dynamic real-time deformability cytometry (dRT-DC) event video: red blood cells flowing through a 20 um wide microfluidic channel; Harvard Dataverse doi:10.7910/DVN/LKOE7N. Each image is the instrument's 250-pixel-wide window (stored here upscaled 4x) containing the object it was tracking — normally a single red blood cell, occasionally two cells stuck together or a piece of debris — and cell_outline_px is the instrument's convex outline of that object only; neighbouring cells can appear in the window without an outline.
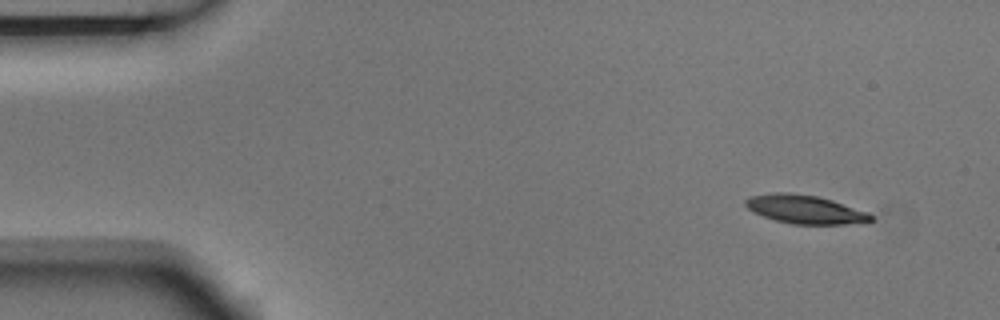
{"species": "Egyptian fruit bat (a non-hibernating species)", "species_latin": "Rousettus aegyptiacus", "temperature_condition": "room temperature", "stored_images_in_passage": 4, "camera_frame_rate_fps": 3000, "um_per_image_px": 0.085, "animal": {"sex": "male"}, "frame": {"image": 1, "passage_image": 1, "time_ms": 0.0, "image_size_px": [1000, 320], "cell_outline_px": [[872, 220], [868, 224], [792, 224], [776, 220], [764, 216], [748, 208], [744, 204], [744, 200], [752, 196], [776, 192], [788, 192], [816, 196], [832, 200], [868, 212], [872, 216]], "centroid_in_image_um": [68.49, 17.81], "position_along_channel_um": 16.5, "area_um2": 20.81}}
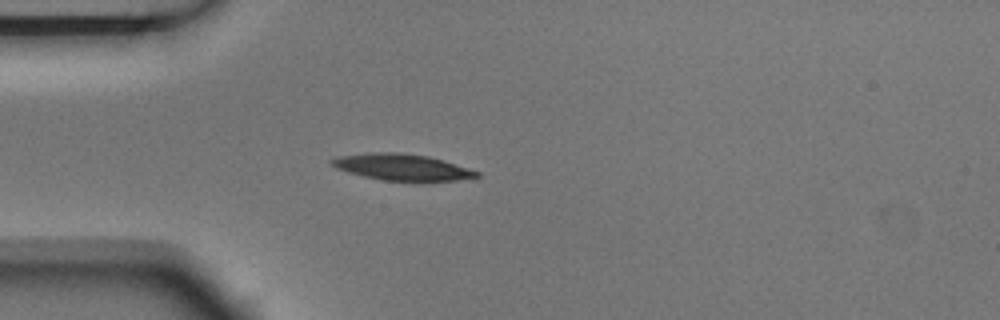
{"frame": {"image": 2, "passage_image": 4, "time_ms": 1.0, "image_size_px": [1000, 320], "cell_outline_px": [[480, 176], [456, 180], [384, 180], [364, 176], [348, 172], [336, 168], [328, 164], [328, 160], [340, 156], [368, 152], [400, 152], [428, 156], [444, 160], [480, 172]], "centroid_in_image_um": [34.12, 14.18], "position_along_channel_um": 50.9, "area_um2": 22.08}}